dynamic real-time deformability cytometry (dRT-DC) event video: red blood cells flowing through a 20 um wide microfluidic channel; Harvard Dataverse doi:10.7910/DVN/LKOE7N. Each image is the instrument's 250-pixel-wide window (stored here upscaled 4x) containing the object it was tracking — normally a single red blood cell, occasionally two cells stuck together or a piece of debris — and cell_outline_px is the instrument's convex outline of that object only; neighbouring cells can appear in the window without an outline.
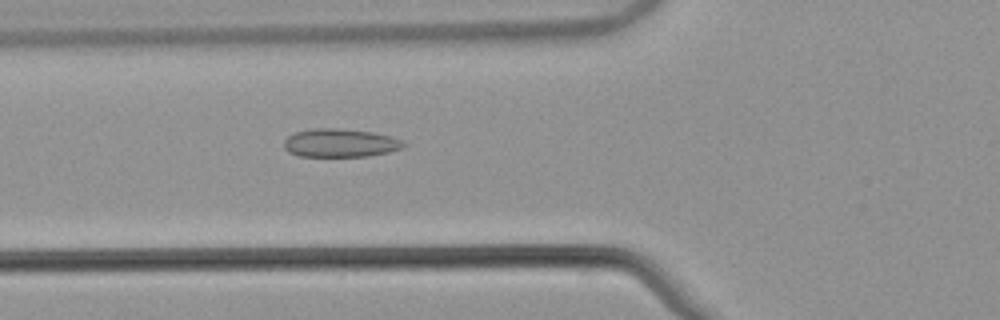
{"species": "common noctule bat (a hibernating species)", "species_latin": "Nyctalus noctula", "temperature_condition": "warm", "stored_images_in_passage": 53, "camera_frame_rate_fps": 3000, "um_per_image_px": 0.085, "animal": {"sex": "male", "body_mass_g": 21.5, "forearm_length_mm": 52.0}, "frame": {"image": 1, "passage_image": 20, "time_ms": 6.333, "image_size_px": [1000, 320], "cell_outline_px": [[408, 144], [404, 148], [388, 152], [368, 156], [300, 156], [288, 152], [284, 148], [284, 140], [288, 136], [296, 132], [312, 128], [340, 128], [372, 132], [392, 136]], "centroid_in_image_um": [28.93, 12.14], "position_along_channel_um": 96.9, "area_um2": 19.88}}
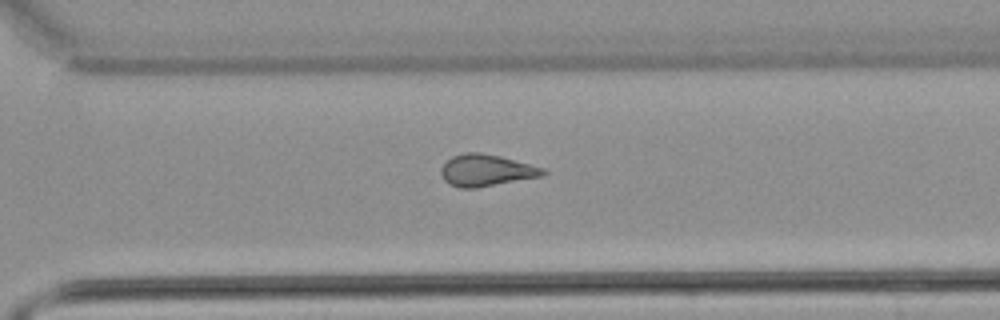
{"frame": {"image": 2, "passage_image": 38, "time_ms": 12.333, "image_size_px": [1000, 320], "cell_outline_px": [[548, 172], [544, 176], [476, 188], [460, 188], [448, 184], [444, 180], [440, 172], [440, 168], [452, 156], [464, 152], [480, 152], [500, 156], [544, 168]], "centroid_in_image_um": [41.33, 14.48], "position_along_channel_um": 329.3, "area_um2": 19.02}}
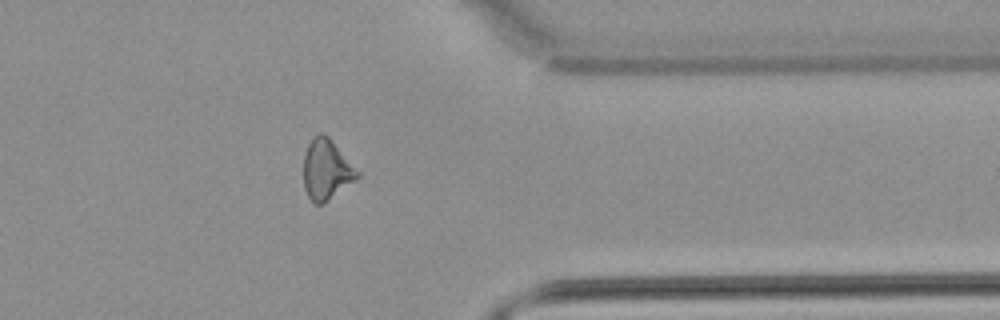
{"frame": {"image": 3, "passage_image": 43, "time_ms": 14.0, "image_size_px": [1000, 320], "cell_outline_px": [[360, 176], [324, 204], [312, 204], [304, 188], [304, 156], [308, 144], [320, 132], [324, 132], [328, 136], [360, 172]], "centroid_in_image_um": [27.74, 14.44], "position_along_channel_um": 383.7, "area_um2": 18.84}, "authors_computed_cell_mechanics": {"area_um2": 19.2474, "velocity_mm_per_s": 3.8714, "shape_relaxation_time_tau1_ms": null, "shape_relaxation_time_tau2_ms": 2.2974, "deformation_change_tau1": null, "deformation_change_tau2": 0.0889}}